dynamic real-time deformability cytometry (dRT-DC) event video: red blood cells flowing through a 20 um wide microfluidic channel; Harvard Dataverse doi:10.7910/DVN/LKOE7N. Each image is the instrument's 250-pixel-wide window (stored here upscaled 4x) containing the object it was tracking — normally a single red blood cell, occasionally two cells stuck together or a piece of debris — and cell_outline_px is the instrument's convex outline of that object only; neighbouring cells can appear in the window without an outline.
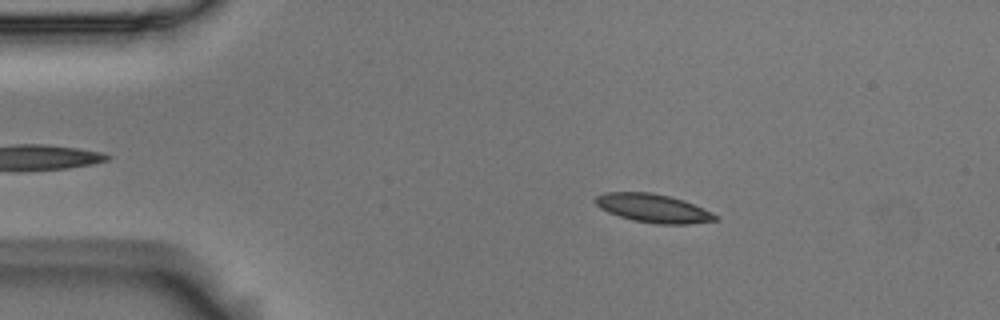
{"species": "Egyptian fruit bat (a non-hibernating species)", "species_latin": "Rousettus aegyptiacus", "temperature_condition": "room temperature", "stored_images_in_passage": 3, "camera_frame_rate_fps": 3000, "um_per_image_px": 0.085, "animal": {"sex": "male"}, "frame": {"image": 1, "passage_image": 2, "time_ms": 0.333, "image_size_px": [1000, 320], "cell_outline_px": [[720, 216], [716, 220], [692, 224], [656, 224], [632, 220], [608, 212], [600, 208], [592, 200], [596, 196], [604, 192], [652, 192], [684, 200], [712, 212]], "centroid_in_image_um": [55.51, 17.7], "position_along_channel_um": 29.5, "area_um2": 20.06}}